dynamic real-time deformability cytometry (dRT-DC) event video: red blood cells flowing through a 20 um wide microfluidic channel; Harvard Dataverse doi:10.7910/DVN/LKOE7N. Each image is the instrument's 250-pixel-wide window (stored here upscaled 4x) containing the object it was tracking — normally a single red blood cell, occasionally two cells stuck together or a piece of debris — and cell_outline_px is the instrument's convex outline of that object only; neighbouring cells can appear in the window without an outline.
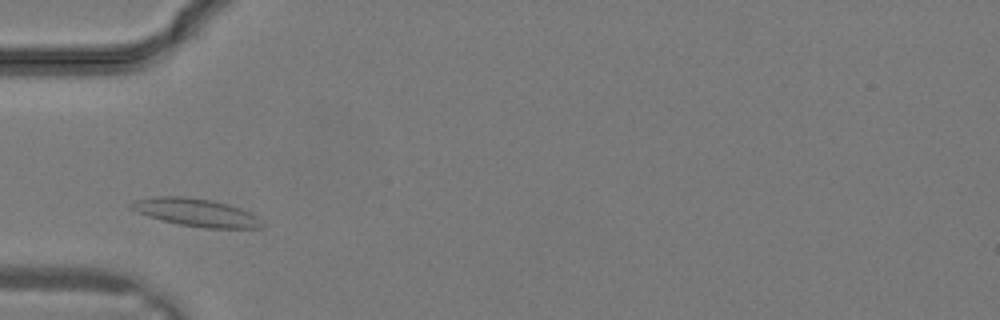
{"species": "common noctule bat (a hibernating species)", "species_latin": "Nyctalus noctula", "temperature_condition": "warm", "stored_images_in_passage": 21, "camera_frame_rate_fps": 3000, "um_per_image_px": 0.085, "animal": {"sex": "male", "body_mass_g": 19.2, "forearm_length_mm": 51.8}, "frame": {"image": 1, "passage_image": 3, "time_ms": 0.667, "image_size_px": [1000, 320], "cell_outline_px": [[264, 228], [204, 228], [180, 224], [148, 216], [136, 212], [128, 204], [136, 200], [152, 196], [184, 196], [212, 200], [228, 204], [240, 208], [256, 216], [264, 224]], "centroid_in_image_um": [16.67, 18.05], "position_along_channel_um": 68.3, "area_um2": 21.1}}
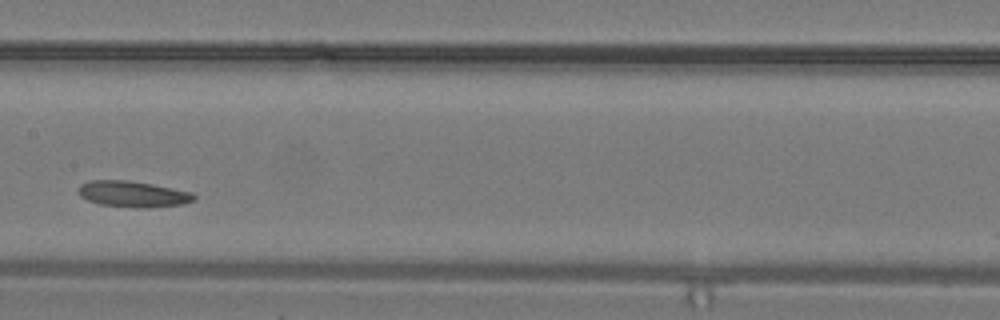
{"frame": {"image": 2, "passage_image": 9, "time_ms": 2.667, "image_size_px": [1000, 320], "cell_outline_px": [[196, 200], [180, 204], [148, 208], [136, 208], [100, 204], [88, 200], [80, 196], [76, 192], [76, 188], [80, 184], [88, 180], [128, 180], [152, 184], [192, 192], [196, 196]], "centroid_in_image_um": [11.25, 16.49], "position_along_channel_um": 196.1, "area_um2": 17.74}}
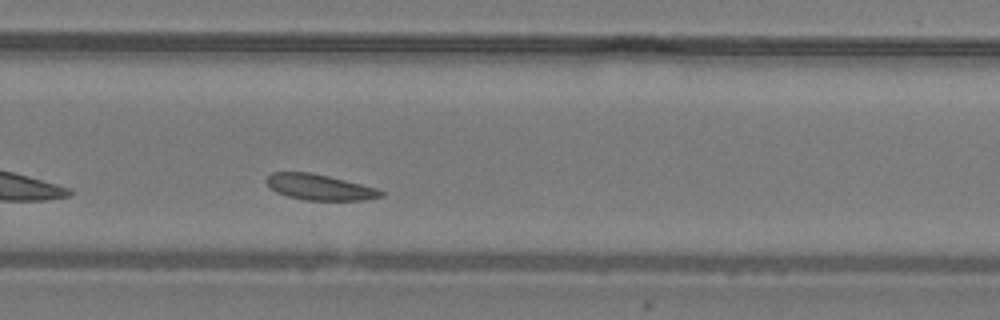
{"frame": {"image": 3, "passage_image": 14, "time_ms": 4.333, "image_size_px": [1000, 320], "cell_outline_px": [[384, 196], [364, 200], [304, 200], [288, 196], [276, 192], [264, 180], [272, 172], [312, 172], [376, 188], [384, 192]], "centroid_in_image_um": [27.15, 15.91], "position_along_channel_um": 302.6, "area_um2": 17.05}}